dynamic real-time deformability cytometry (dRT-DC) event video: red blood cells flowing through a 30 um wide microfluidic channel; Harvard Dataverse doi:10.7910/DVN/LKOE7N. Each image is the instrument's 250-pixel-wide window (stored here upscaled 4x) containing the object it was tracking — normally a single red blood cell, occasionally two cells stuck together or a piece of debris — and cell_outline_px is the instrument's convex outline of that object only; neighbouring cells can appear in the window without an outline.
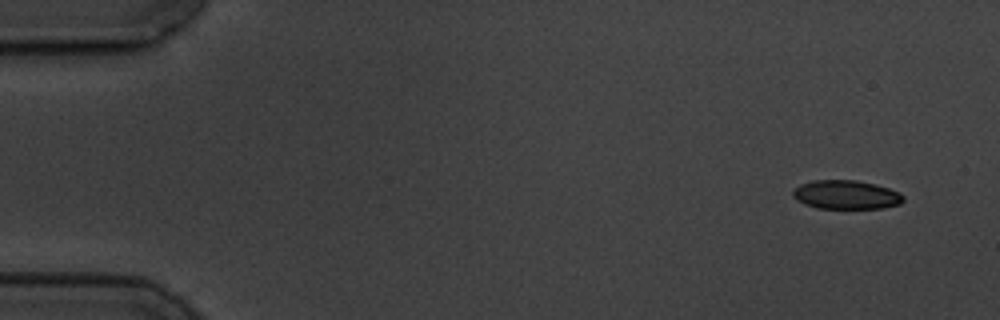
{"species": "common noctule bat (a hibernating species)", "species_latin": "Nyctalus noctula", "temperature_condition": "cold", "stored_images_in_passage": 4, "camera_frame_rate_fps": 3000, "um_per_image_px": 0.085, "animal": {"sex": "male", "body_mass_g": 19.5, "forearm_length_mm": 54.6}, "frame": {"image": 1, "passage_image": 1, "time_ms": 0.0, "image_size_px": [1000, 320], "cell_outline_px": [[904, 200], [900, 204], [884, 208], [816, 208], [804, 204], [796, 200], [792, 196], [792, 192], [800, 184], [812, 180], [856, 180], [876, 184], [900, 192], [904, 196]], "centroid_in_image_um": [71.92, 16.55], "position_along_channel_um": 13.1, "area_um2": 18.73}}
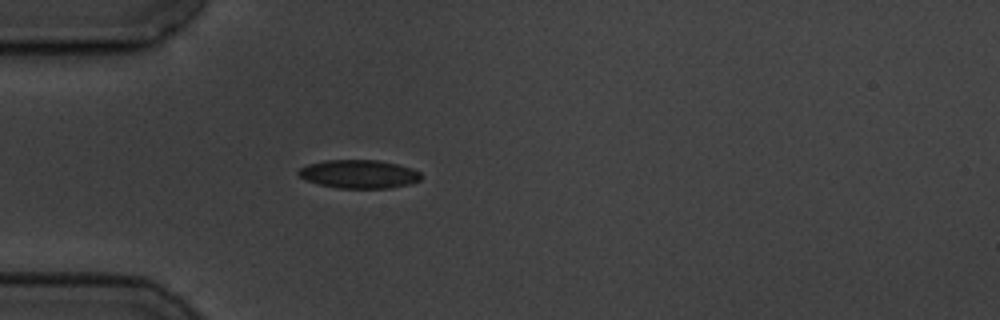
{"frame": {"image": 2, "passage_image": 4, "time_ms": 4.333, "image_size_px": [1000, 320], "cell_outline_px": [[420, 180], [408, 184], [388, 188], [340, 188], [320, 184], [304, 180], [296, 172], [300, 168], [308, 164], [324, 160], [380, 160], [412, 168], [420, 172]], "centroid_in_image_um": [30.48, 14.79], "position_along_channel_um": 54.5, "area_um2": 20.23}}